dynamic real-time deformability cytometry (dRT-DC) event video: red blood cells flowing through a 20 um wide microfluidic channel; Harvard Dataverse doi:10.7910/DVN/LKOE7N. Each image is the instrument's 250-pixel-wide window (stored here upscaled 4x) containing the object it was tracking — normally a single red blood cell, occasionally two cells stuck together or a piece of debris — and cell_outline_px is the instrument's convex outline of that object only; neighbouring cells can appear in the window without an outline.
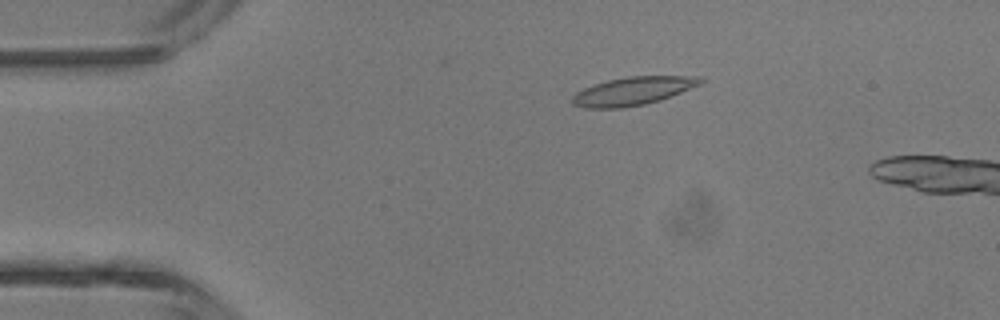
{"species": "common noctule bat (a hibernating species)", "species_latin": "Nyctalus noctula", "temperature_condition": "room temperature", "stored_images_in_passage": 4, "camera_frame_rate_fps": 3000, "um_per_image_px": 0.085, "animal": {"sex": "male", "body_mass_g": 13.3}, "frame": {"image": 1, "passage_image": 2, "time_ms": 1.333, "image_size_px": [1000, 320], "cell_outline_px": [[704, 80], [700, 84], [660, 100], [644, 104], [624, 108], [584, 108], [572, 104], [572, 96], [576, 92], [584, 88], [608, 80], [628, 76], [704, 76]], "centroid_in_image_um": [53.79, 7.74], "position_along_channel_um": 31.2, "area_um2": 20.98}}